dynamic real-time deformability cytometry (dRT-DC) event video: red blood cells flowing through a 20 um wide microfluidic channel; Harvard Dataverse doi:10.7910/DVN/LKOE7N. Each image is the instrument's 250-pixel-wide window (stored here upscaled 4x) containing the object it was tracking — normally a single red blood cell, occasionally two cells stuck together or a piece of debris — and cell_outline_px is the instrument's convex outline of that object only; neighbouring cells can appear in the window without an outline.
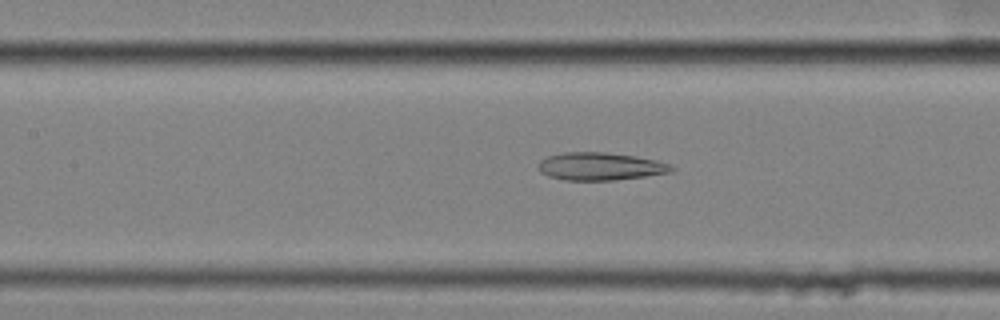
{"species": "common noctule bat (a hibernating species)", "species_latin": "Nyctalus noctula", "temperature_condition": "cold", "stored_images_in_passage": 51, "camera_frame_rate_fps": 3000, "um_per_image_px": 0.085, "animal": {"sex": "female", "body_mass_g": 25.1}, "frame": {"image": 1, "passage_image": 21, "time_ms": 6.667, "image_size_px": [1000, 320], "cell_outline_px": [[676, 168], [672, 172], [644, 176], [612, 180], [564, 180], [548, 176], [540, 172], [536, 164], [540, 160], [548, 156], [564, 152], [604, 152], [636, 156], [656, 160], [668, 164]], "centroid_in_image_um": [50.98, 14.14], "position_along_channel_um": 156.4, "area_um2": 21.56}}
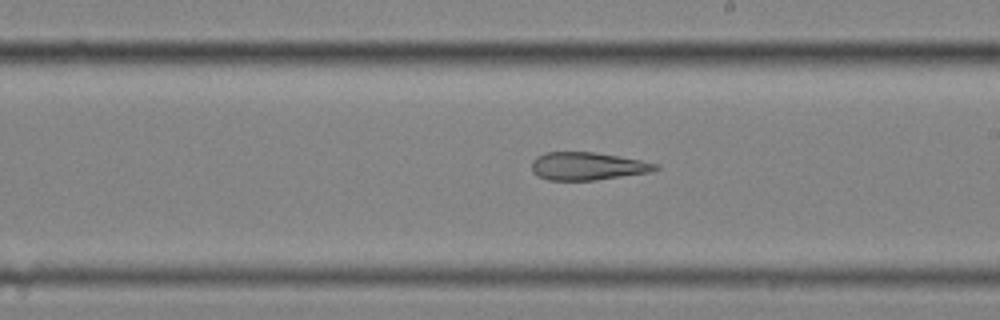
{"frame": {"image": 2, "passage_image": 28, "time_ms": 9.0, "image_size_px": [1000, 320], "cell_outline_px": [[660, 168], [648, 172], [596, 180], [548, 180], [536, 176], [532, 172], [532, 160], [536, 156], [544, 152], [592, 152], [640, 160], [660, 164]], "centroid_in_image_um": [49.89, 14.12], "position_along_channel_um": 239.1, "area_um2": 20.06}}
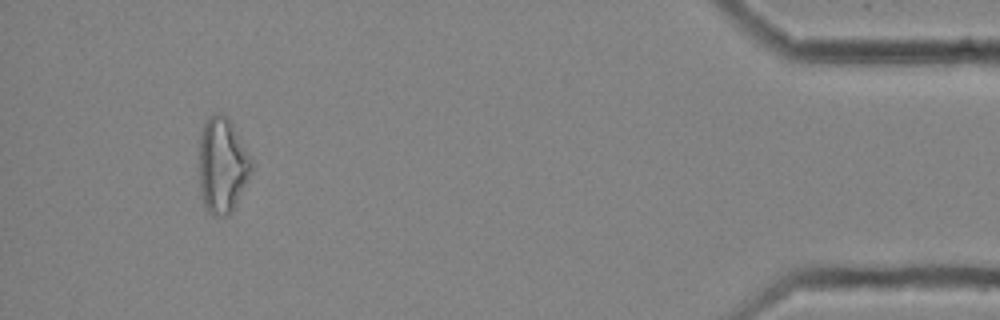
{"frame": {"image": 3, "passage_image": 48, "time_ms": 15.667, "image_size_px": [1000, 320], "cell_outline_px": [[252, 168], [232, 212], [228, 216], [212, 216], [204, 208], [200, 188], [200, 132], [208, 116], [216, 112], [228, 116], [252, 156]], "centroid_in_image_um": [18.9, 14.03], "position_along_channel_um": 416.3, "area_um2": 29.36}, "authors_computed_cell_mechanics": {"area_um2": 24.5072, "velocity_mm_per_s": 3.5543, "shape_relaxation_time_tau1_ms": null, "shape_relaxation_time_tau2_ms": 5.4783, "deformation_change_tau1": null, "deformation_change_tau2": 0.1864}}